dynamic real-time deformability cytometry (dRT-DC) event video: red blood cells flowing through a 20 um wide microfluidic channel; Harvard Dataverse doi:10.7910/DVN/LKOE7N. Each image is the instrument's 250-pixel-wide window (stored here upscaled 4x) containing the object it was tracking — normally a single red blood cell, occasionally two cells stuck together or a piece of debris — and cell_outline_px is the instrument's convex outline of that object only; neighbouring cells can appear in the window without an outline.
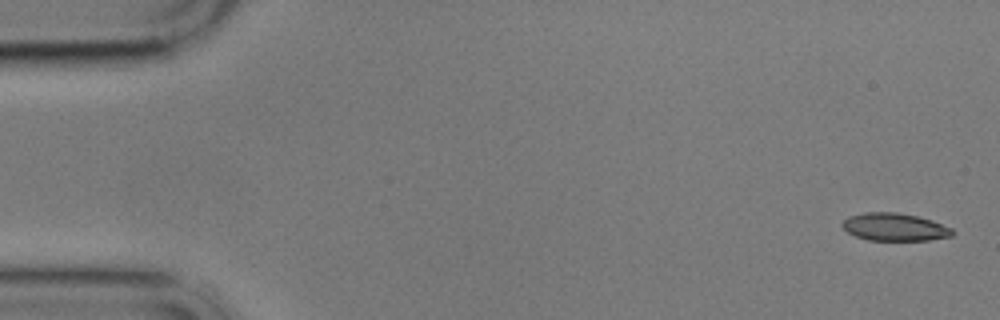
{"species": "common noctule bat (a hibernating species)", "species_latin": "Nyctalus noctula", "temperature_condition": "cold", "stored_images_in_passage": 14, "camera_frame_rate_fps": 3000, "um_per_image_px": 0.085, "animal": {"sex": "male", "body_mass_g": 17.9}, "frame": {"image": 1, "passage_image": 1, "time_ms": 0.0, "image_size_px": [1000, 320], "cell_outline_px": [[956, 232], [952, 236], [928, 240], [868, 240], [856, 236], [848, 232], [840, 224], [848, 216], [864, 212], [896, 212], [916, 216], [932, 220], [952, 228]], "centroid_in_image_um": [76.05, 19.29], "position_along_channel_um": 9.0, "area_um2": 17.8}}
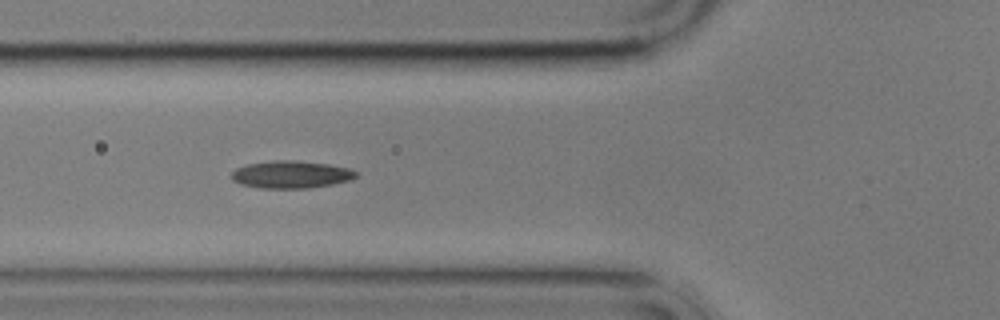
{"frame": {"image": 2, "passage_image": 5, "time_ms": 6.333, "image_size_px": [1000, 320], "cell_outline_px": [[356, 176], [348, 180], [332, 184], [308, 188], [260, 188], [240, 184], [232, 180], [228, 176], [236, 168], [248, 164], [276, 160], [296, 160], [328, 164], [348, 168], [356, 172]], "centroid_in_image_um": [24.67, 14.83], "position_along_channel_um": 101.1, "area_um2": 19.83}}
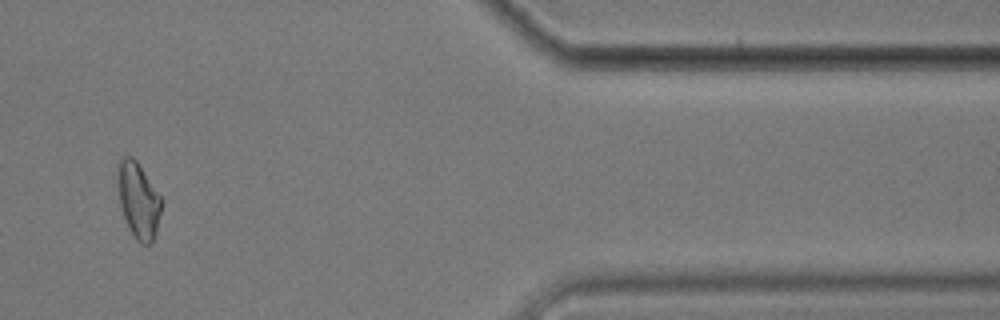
{"frame": {"image": 3, "passage_image": 13, "time_ms": 16.0, "image_size_px": [1000, 320], "cell_outline_px": [[164, 200], [156, 232], [152, 244], [140, 244], [136, 240], [128, 228], [120, 204], [116, 180], [116, 164], [120, 156], [132, 156], [136, 160]], "centroid_in_image_um": [11.75, 16.99], "position_along_channel_um": 399.7, "area_um2": 19.94}, "authors_computed_cell_mechanics": {"area_um2": 18.2359, "velocity_mm_per_s": 3.4801, "shape_relaxation_time_tau1_ms": null, "shape_relaxation_time_tau2_ms": 8.6173, "deformation_change_tau1": null, "deformation_change_tau2": 0.168}}